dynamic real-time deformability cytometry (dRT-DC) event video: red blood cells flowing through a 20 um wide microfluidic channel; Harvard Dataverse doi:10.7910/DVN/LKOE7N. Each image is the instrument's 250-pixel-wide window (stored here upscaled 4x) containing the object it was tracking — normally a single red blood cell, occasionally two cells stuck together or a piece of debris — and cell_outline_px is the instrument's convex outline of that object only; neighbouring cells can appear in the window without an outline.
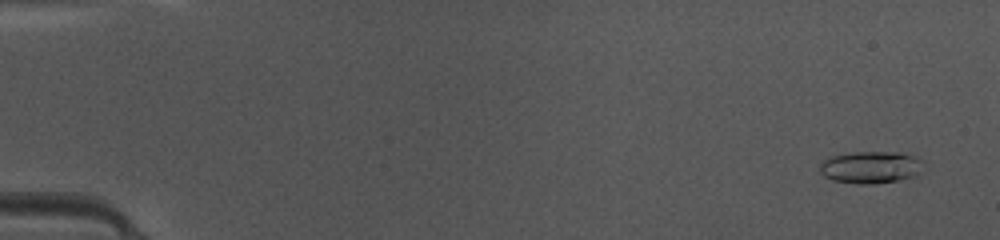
{"species": "common noctule bat (a hibernating species)", "species_latin": "Nyctalus noctula", "temperature_condition": "warm", "stored_images_in_passage": 48, "camera_frame_rate_fps": 3000, "um_per_image_px": 0.085, "animal": {"sex": "female", "body_mass_g": 10.0, "forearm_length_mm": 53.1}, "frame": {"image": 1, "passage_image": 3, "time_ms": 0.667, "image_size_px": [1000, 240], "cell_outline_px": [[924, 160], [920, 172], [916, 176], [876, 184], [860, 184], [832, 180], [824, 176], [820, 172], [820, 164], [824, 160], [832, 156], [852, 152], [900, 152], [916, 156]], "centroid_in_image_um": [74.04, 14.21], "position_along_channel_um": 11.0, "area_um2": 19.54}}
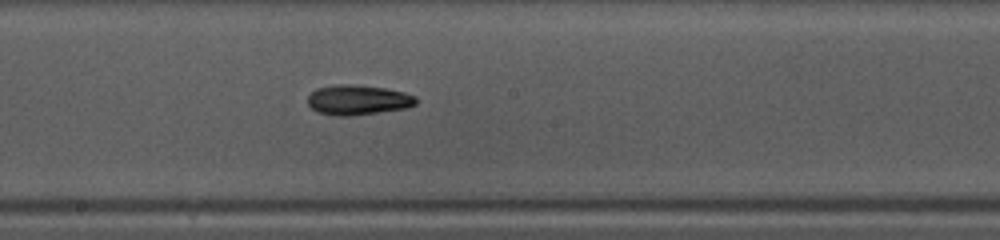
{"frame": {"image": 2, "passage_image": 27, "time_ms": 8.667, "image_size_px": [1000, 240], "cell_outline_px": [[416, 104], [408, 108], [380, 112], [348, 116], [336, 116], [320, 112], [312, 108], [308, 104], [308, 96], [316, 88], [336, 84], [348, 84], [384, 88], [404, 92], [416, 96]], "centroid_in_image_um": [30.43, 8.49], "position_along_channel_um": 217.8, "area_um2": 18.84}}
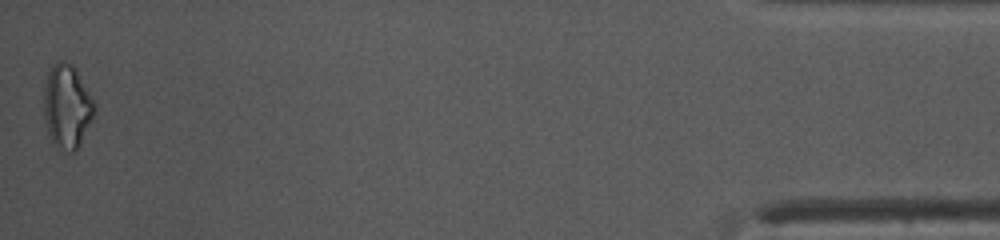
{"frame": {"image": 3, "passage_image": 48, "time_ms": 15.667, "image_size_px": [1000, 240], "cell_outline_px": [[96, 112], [76, 152], [72, 152], [56, 148], [52, 144], [48, 136], [44, 116], [44, 88], [48, 72], [60, 60], [64, 60], [72, 64], [76, 68], [96, 104]], "centroid_in_image_um": [5.71, 9.08], "position_along_channel_um": 429.5, "area_um2": 25.03}, "authors_computed_cell_mechanics": {"area_um2": 18.4671, "velocity_mm_per_s": 4.2223, "shape_relaxation_time_tau1_ms": 4.791, "shape_relaxation_time_tau2_ms": null, "deformation_change_tau1": 0.1362, "deformation_change_tau2": null}}